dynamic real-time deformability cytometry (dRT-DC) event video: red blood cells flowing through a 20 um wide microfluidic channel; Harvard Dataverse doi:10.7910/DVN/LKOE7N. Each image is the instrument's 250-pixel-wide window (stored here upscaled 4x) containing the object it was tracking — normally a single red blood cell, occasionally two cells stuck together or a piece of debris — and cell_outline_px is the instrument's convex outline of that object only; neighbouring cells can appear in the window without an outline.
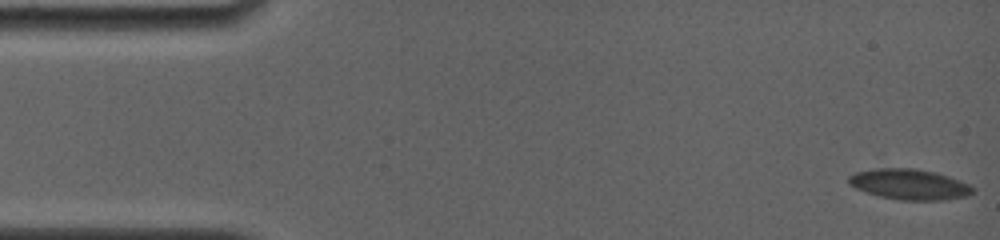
{"species": "common noctule bat (a hibernating species)", "species_latin": "Nyctalus noctula", "temperature_condition": "room temperature", "stored_images_in_passage": 31, "camera_frame_rate_fps": 4000, "um_per_image_px": 0.085, "animal": {"sex": "female", "body_mass_g": 19.0, "forearm_length_mm": 56.7}, "frame": {"image": 1, "passage_image": 1, "time_ms": 0.0, "image_size_px": [1000, 240], "cell_outline_px": [[976, 188], [968, 196], [940, 200], [904, 200], [880, 196], [856, 188], [848, 184], [848, 176], [856, 172], [876, 168], [916, 168], [936, 172], [960, 180]], "centroid_in_image_um": [77.31, 15.65], "position_along_channel_um": 7.7, "area_um2": 22.02}}
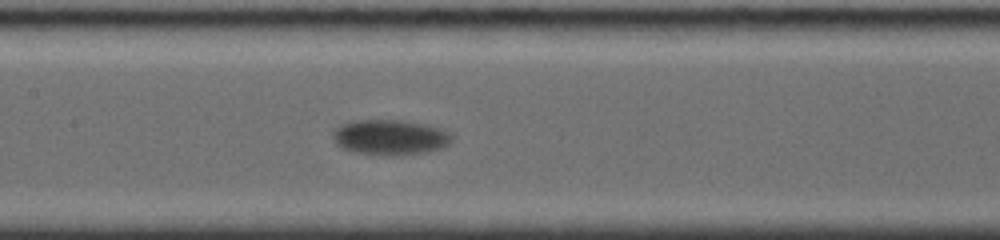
{"frame": {"image": 2, "passage_image": 14, "time_ms": 8.25, "image_size_px": [1000, 240], "cell_outline_px": [[452, 136], [448, 144], [440, 148], [424, 152], [392, 156], [356, 152], [344, 148], [336, 144], [332, 136], [332, 132], [340, 124], [356, 120], [404, 120], [424, 124], [440, 128], [448, 132]], "centroid_in_image_um": [33.12, 11.66], "position_along_channel_um": 174.3, "area_um2": 24.28}}
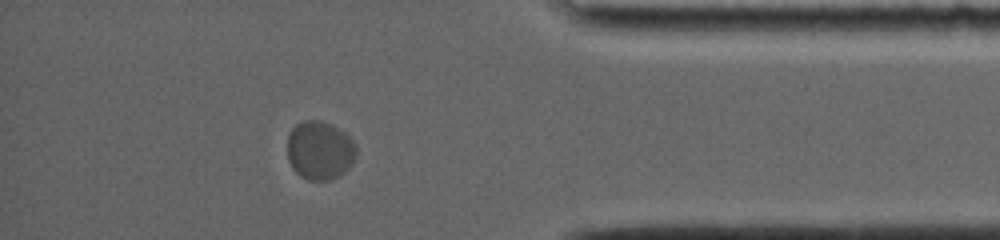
{"frame": {"image": 3, "passage_image": 27, "time_ms": 15.25, "image_size_px": [1000, 240], "cell_outline_px": [[356, 156], [352, 164], [340, 176], [328, 180], [308, 180], [300, 176], [292, 168], [288, 160], [288, 136], [292, 128], [296, 124], [304, 120], [320, 120], [332, 124], [344, 132], [356, 144]], "centroid_in_image_um": [27.18, 12.78], "position_along_channel_um": 408.0, "area_um2": 23.76}, "authors_computed_cell_mechanics": {"area_um2": 22.6576, "velocity_mm_per_s": 3.5475, "shape_relaxation_time_tau1_ms": 1.1515, "shape_relaxation_time_tau2_ms": null, "deformation_change_tau1": 0.0523, "deformation_change_tau2": null}}